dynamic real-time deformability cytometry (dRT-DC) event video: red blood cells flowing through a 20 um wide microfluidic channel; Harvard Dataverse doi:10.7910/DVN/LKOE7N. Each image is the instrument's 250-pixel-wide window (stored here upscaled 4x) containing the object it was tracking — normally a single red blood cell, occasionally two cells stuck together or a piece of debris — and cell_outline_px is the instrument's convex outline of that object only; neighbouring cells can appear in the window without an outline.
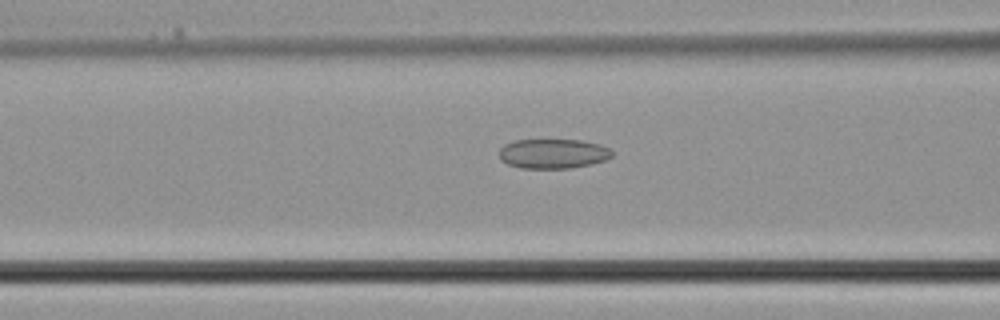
{"species": "common noctule bat (a hibernating species)", "species_latin": "Nyctalus noctula", "temperature_condition": "cold", "stored_images_in_passage": 38, "camera_frame_rate_fps": 3000, "um_per_image_px": 0.085, "animal": {"sex": "male", "body_mass_g": 21.5, "forearm_length_mm": 52.0}, "frame": {"image": 1, "passage_image": 15, "time_ms": 4.667, "image_size_px": [1000, 320], "cell_outline_px": [[612, 156], [604, 160], [592, 164], [568, 168], [520, 168], [508, 164], [500, 160], [500, 148], [504, 144], [516, 140], [580, 140], [600, 144], [608, 148], [612, 152]], "centroid_in_image_um": [46.99, 13.06], "position_along_channel_um": 119.6, "area_um2": 19.42}}
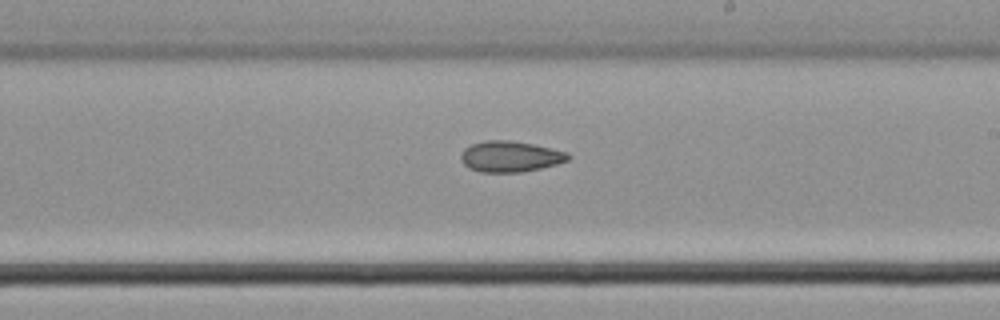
{"frame": {"image": 2, "passage_image": 22, "time_ms": 7.0, "image_size_px": [1000, 320], "cell_outline_px": [[572, 156], [568, 160], [556, 164], [540, 168], [520, 172], [480, 172], [468, 168], [464, 164], [460, 156], [464, 148], [472, 144], [484, 140], [508, 140], [532, 144], [552, 148], [568, 152]], "centroid_in_image_um": [43.37, 13.3], "position_along_channel_um": 245.6, "area_um2": 19.31}}
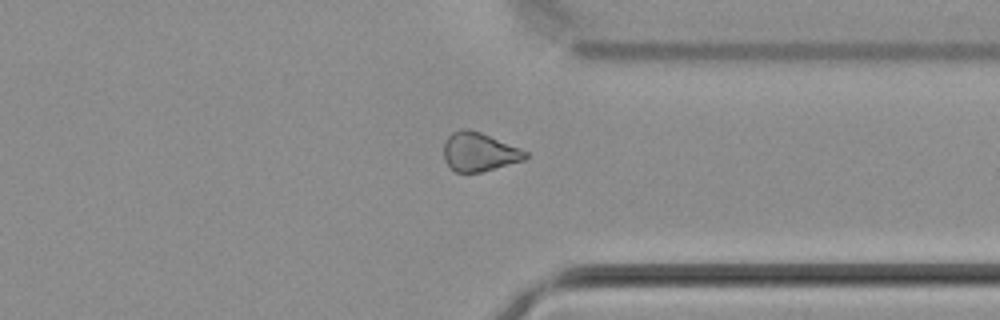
{"frame": {"image": 3, "passage_image": 29, "time_ms": 9.333, "image_size_px": [1000, 320], "cell_outline_px": [[528, 156], [524, 160], [480, 172], [456, 172], [444, 160], [444, 144], [448, 136], [452, 132], [460, 128], [468, 128], [480, 132], [520, 148], [528, 152]], "centroid_in_image_um": [40.72, 12.9], "position_along_channel_um": 370.7, "area_um2": 18.32}}